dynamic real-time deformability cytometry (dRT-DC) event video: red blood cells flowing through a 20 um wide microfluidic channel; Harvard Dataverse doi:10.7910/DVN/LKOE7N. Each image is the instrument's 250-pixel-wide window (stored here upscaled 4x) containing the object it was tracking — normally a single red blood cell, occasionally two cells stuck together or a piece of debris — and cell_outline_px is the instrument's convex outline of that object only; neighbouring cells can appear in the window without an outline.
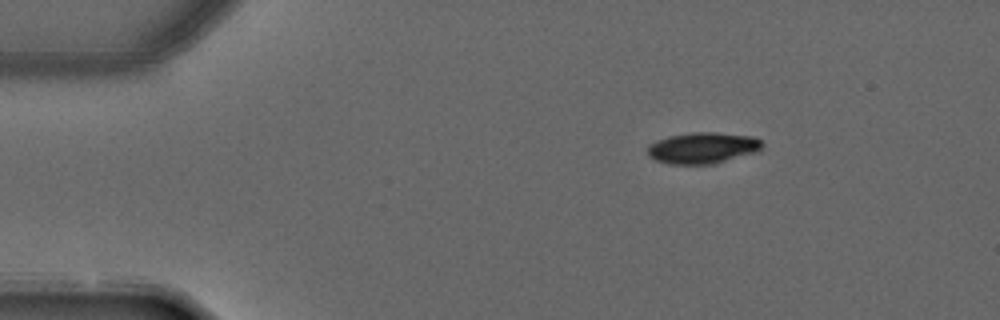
{"species": "common noctule bat (a hibernating species)", "species_latin": "Nyctalus noctula", "temperature_condition": "warm", "stored_images_in_passage": 4, "segment_of_instrument_passage": [1, 2], "camera_frame_rate_fps": 3000, "um_per_image_px": 0.085, "animal": {"sex": "male", "forearm_length_mm": 52.5}, "frame": {"image": 1, "passage_image": 1, "time_ms": 0.0, "image_size_px": [1000, 320], "cell_outline_px": [[764, 144], [760, 152], [712, 164], [668, 164], [656, 160], [648, 156], [648, 144], [656, 140], [668, 136], [692, 132], [716, 132], [752, 136], [760, 140]], "centroid_in_image_um": [59.75, 12.57], "position_along_channel_um": 25.2, "area_um2": 21.15}}
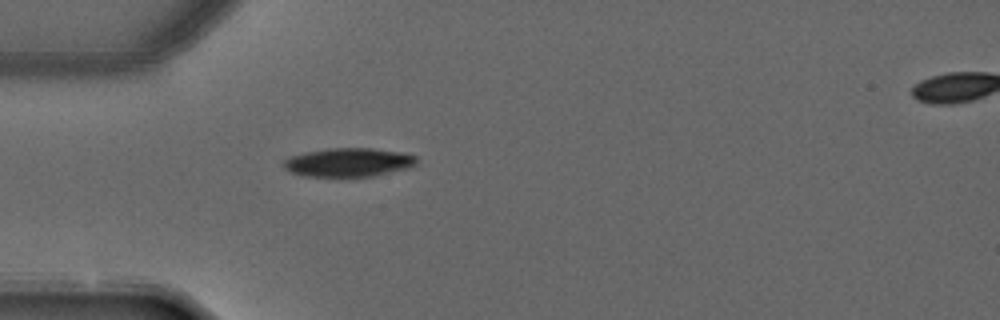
{"frame": {"image": 2, "passage_image": 3, "time_ms": 0.667, "image_size_px": [1000, 320], "cell_outline_px": [[416, 164], [404, 168], [372, 176], [304, 176], [288, 172], [284, 168], [284, 160], [288, 156], [304, 152], [328, 148], [372, 148], [404, 152], [416, 156]], "centroid_in_image_um": [29.56, 13.78], "position_along_channel_um": 55.4, "area_um2": 22.2}}